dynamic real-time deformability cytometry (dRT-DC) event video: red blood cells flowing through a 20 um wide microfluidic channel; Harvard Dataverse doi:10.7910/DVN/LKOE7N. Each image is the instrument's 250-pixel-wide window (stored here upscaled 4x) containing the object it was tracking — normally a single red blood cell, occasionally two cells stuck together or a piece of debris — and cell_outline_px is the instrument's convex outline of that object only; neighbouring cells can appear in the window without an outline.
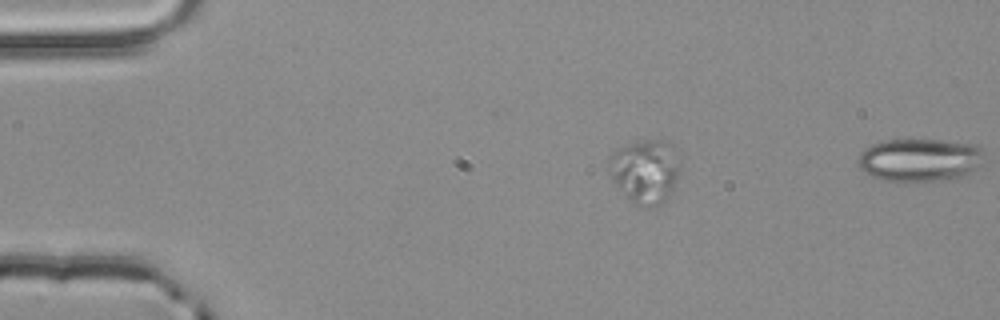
{"species": "common noctule bat (a hibernating species)", "species_latin": "Nyctalus noctula", "temperature_condition": "room temperature", "stored_images_in_passage": 3, "segment_of_instrument_passage": [2, 2], "camera_frame_rate_fps": 3000, "um_per_image_px": 0.085, "animal": {"sex": "male", "body_mass_g": 20.4}, "frame": {"image": 1, "passage_image": 3, "time_ms": 0.667, "image_size_px": [1000, 320], "cell_outline_px": [[984, 152], [980, 164], [964, 176], [952, 180], [924, 184], [900, 184], [880, 180], [864, 172], [860, 168], [856, 160], [860, 152], [864, 148], [872, 144], [884, 140], [940, 140], [976, 144], [984, 148]], "centroid_in_image_um": [78.15, 13.65], "position_along_channel_um": 6.9, "area_um2": 33.06}}